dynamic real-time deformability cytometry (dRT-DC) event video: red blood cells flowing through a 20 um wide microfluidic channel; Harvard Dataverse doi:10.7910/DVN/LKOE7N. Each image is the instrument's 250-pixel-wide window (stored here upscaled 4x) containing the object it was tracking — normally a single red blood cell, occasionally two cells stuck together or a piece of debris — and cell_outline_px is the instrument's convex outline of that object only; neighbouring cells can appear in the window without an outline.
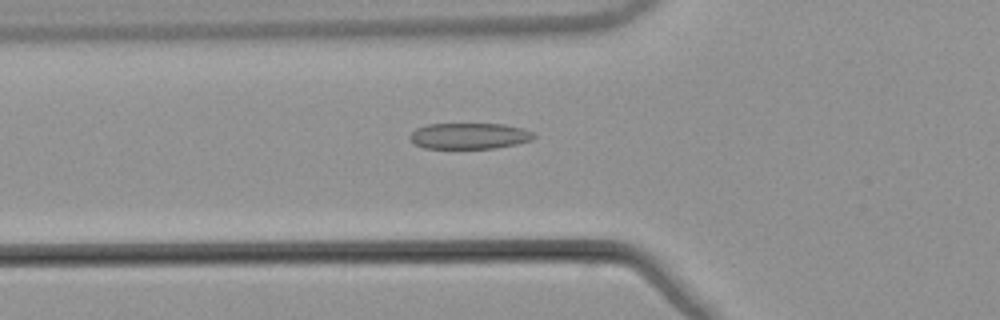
{"species": "common noctule bat (a hibernating species)", "species_latin": "Nyctalus noctula", "temperature_condition": "warm", "stored_images_in_passage": 42, "camera_frame_rate_fps": 3000, "um_per_image_px": 0.085, "animal": {"sex": "male", "body_mass_g": 21.5, "forearm_length_mm": 52.0}, "frame": {"image": 1, "passage_image": 8, "time_ms": 2.333, "image_size_px": [1000, 320], "cell_outline_px": [[536, 136], [532, 140], [516, 144], [496, 148], [424, 148], [416, 144], [408, 136], [416, 128], [428, 124], [504, 124], [520, 128], [532, 132]], "centroid_in_image_um": [39.89, 11.55], "position_along_channel_um": 85.9, "area_um2": 18.67}}
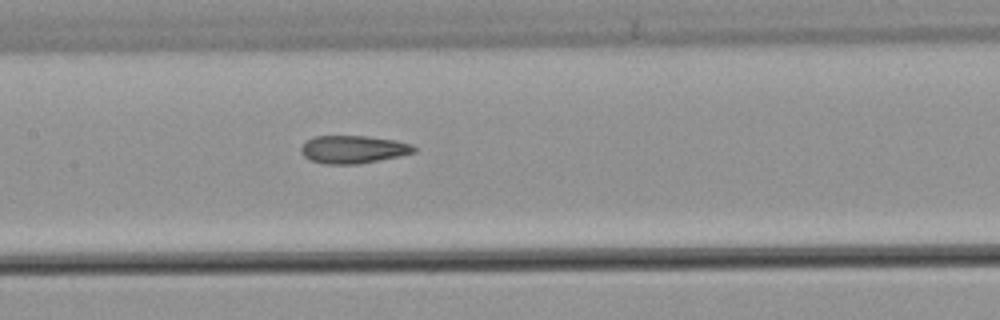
{"frame": {"image": 2, "passage_image": 15, "time_ms": 4.667, "image_size_px": [1000, 320], "cell_outline_px": [[416, 152], [356, 164], [324, 164], [312, 160], [304, 156], [300, 152], [300, 148], [308, 140], [316, 136], [368, 136], [396, 140], [412, 144], [416, 148]], "centroid_in_image_um": [30.02, 12.69], "position_along_channel_um": 177.4, "area_um2": 18.09}}
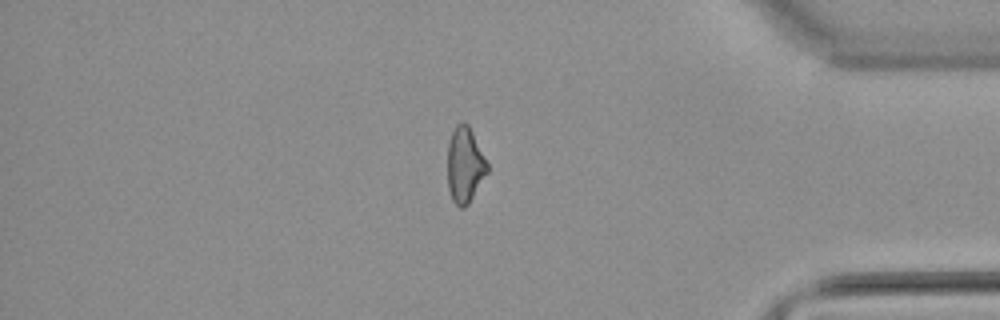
{"frame": {"image": 3, "passage_image": 34, "time_ms": 11.0, "image_size_px": [1000, 320], "cell_outline_px": [[488, 172], [468, 204], [464, 208], [460, 208], [452, 200], [448, 188], [448, 144], [452, 132], [456, 124], [468, 124], [488, 164]], "centroid_in_image_um": [39.51, 14.06], "position_along_channel_um": 395.7, "area_um2": 17.28}, "authors_computed_cell_mechanics": {"area_um2": 18.2359, "velocity_mm_per_s": 3.8898, "shape_relaxation_time_tau1_ms": null, "shape_relaxation_time_tau2_ms": 2.523, "deformation_change_tau1": null, "deformation_change_tau2": 0.1123}}